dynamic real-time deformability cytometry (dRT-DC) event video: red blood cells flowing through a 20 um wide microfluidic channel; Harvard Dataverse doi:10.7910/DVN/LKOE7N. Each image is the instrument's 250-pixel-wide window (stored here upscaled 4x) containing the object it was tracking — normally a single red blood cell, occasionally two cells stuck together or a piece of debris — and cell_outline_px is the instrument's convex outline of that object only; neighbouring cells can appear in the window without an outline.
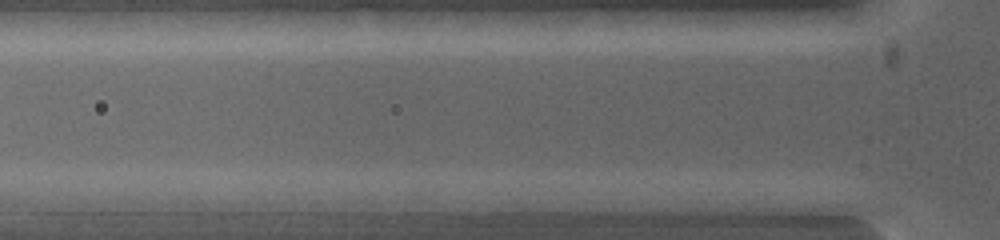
{"species": "common noctule bat (a hibernating species)", "species_latin": "Nyctalus noctula", "temperature_condition": "warm", "stored_images_in_passage": 4, "segment_of_instrument_passage": [2, 2], "camera_frame_rate_fps": 5000, "um_per_image_px": 0.085, "animal": {"sex": "female", "body_mass_g": 19.0, "forearm_length_mm": 53.3}, "frame": {"image": 1, "passage_image": 4, "time_ms": 0.4, "image_size_px": [1000, 240], "cell_outline_px": [[480, 200], [468, 216], [464, 216], [404, 212], [404, 200], [412, 192], [432, 192]], "centroid_in_image_um": [37.31, 17.35], "position_along_channel_um": 88.5, "area_um2": 10.0}}